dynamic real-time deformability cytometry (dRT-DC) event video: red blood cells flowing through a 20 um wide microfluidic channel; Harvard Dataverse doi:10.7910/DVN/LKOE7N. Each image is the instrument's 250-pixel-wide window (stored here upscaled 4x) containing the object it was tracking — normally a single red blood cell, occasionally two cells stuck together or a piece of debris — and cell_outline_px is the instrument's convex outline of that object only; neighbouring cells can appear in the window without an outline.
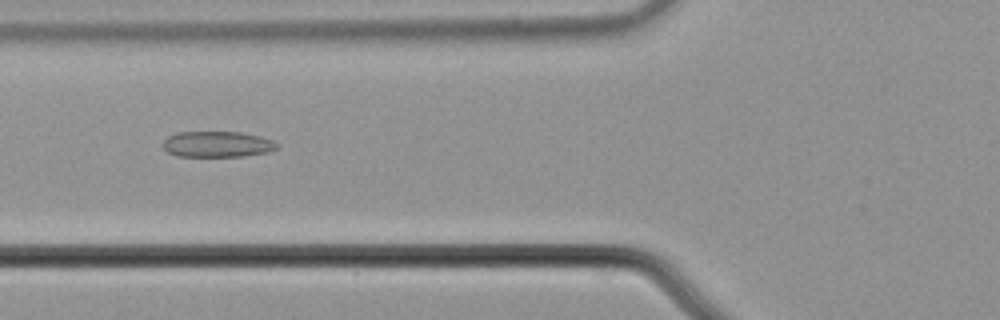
{"species": "common noctule bat (a hibernating species)", "species_latin": "Nyctalus noctula", "temperature_condition": "cold", "stored_images_in_passage": 42, "camera_frame_rate_fps": 3000, "um_per_image_px": 0.085, "animal": {"sex": "male", "body_mass_g": 21.5, "forearm_length_mm": 52.0}, "frame": {"image": 1, "passage_image": 11, "time_ms": 3.333, "image_size_px": [1000, 320], "cell_outline_px": [[280, 144], [276, 148], [268, 152], [244, 156], [176, 156], [168, 152], [160, 144], [168, 136], [176, 132], [240, 132], [260, 136], [272, 140]], "centroid_in_image_um": [18.45, 12.25], "position_along_channel_um": 107.4, "area_um2": 17.28}}
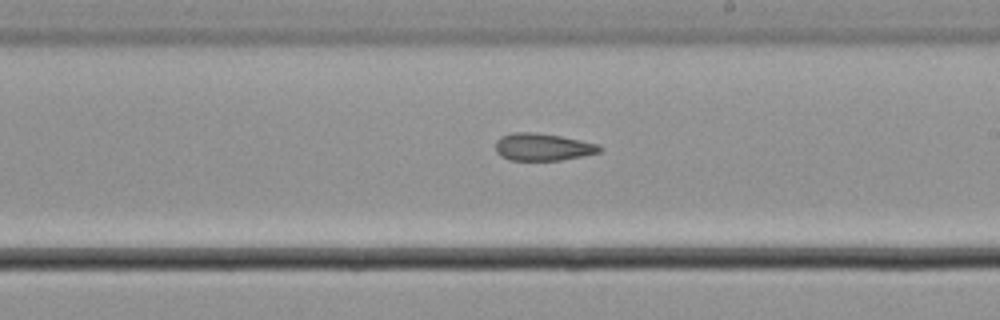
{"frame": {"image": 2, "passage_image": 22, "time_ms": 7.0, "image_size_px": [1000, 320], "cell_outline_px": [[604, 148], [600, 152], [560, 160], [512, 160], [500, 156], [496, 152], [496, 140], [500, 136], [512, 132], [532, 132], [560, 136], [600, 144]], "centroid_in_image_um": [46.13, 12.48], "position_along_channel_um": 242.9, "area_um2": 16.59}}
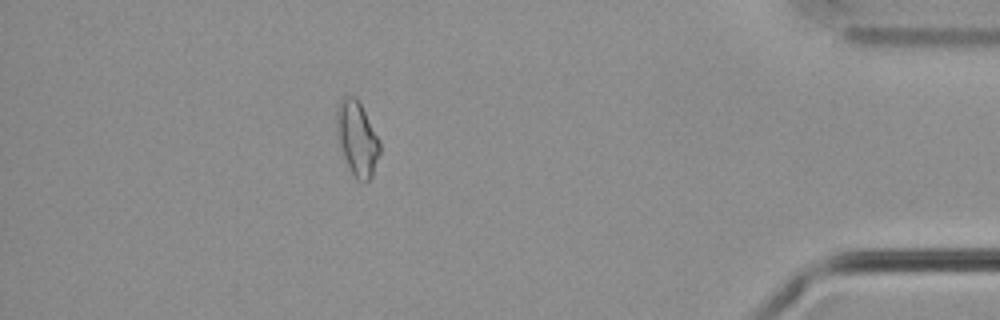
{"frame": {"image": 3, "passage_image": 39, "time_ms": 12.667, "image_size_px": [1000, 320], "cell_outline_px": [[380, 152], [372, 176], [368, 180], [356, 180], [344, 156], [336, 132], [336, 108], [340, 100], [344, 96], [356, 96], [380, 140]], "centroid_in_image_um": [30.35, 11.73], "position_along_channel_um": 404.8, "area_um2": 18.5}, "authors_computed_cell_mechanics": {"area_um2": 17.2822, "velocity_mm_per_s": 3.6892, "shape_relaxation_time_tau1_ms": 4.3294, "shape_relaxation_time_tau2_ms": 3.6324, "deformation_change_tau1": 0.0767, "deformation_change_tau2": 0.0996}}